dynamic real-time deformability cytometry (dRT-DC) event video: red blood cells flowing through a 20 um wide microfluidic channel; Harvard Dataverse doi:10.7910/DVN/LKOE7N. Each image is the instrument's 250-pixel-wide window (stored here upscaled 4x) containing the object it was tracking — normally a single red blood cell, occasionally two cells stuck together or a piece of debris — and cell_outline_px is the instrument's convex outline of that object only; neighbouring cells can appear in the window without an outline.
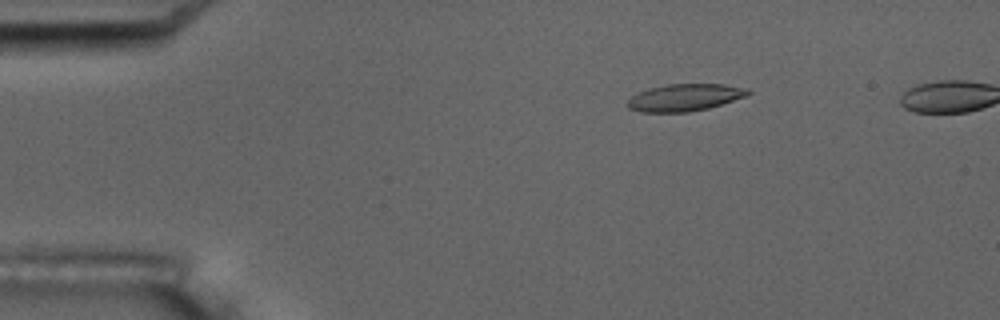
{"species": "common noctule bat (a hibernating species)", "species_latin": "Nyctalus noctula", "temperature_condition": "room temperature", "stored_images_in_passage": 6, "camera_frame_rate_fps": 3000, "um_per_image_px": 0.085, "animal": {"sex": "male", "body_mass_g": 17.5, "forearm_length_mm": 52.3}, "frame": {"image": 1, "passage_image": 3, "time_ms": 2.333, "image_size_px": [1000, 320], "cell_outline_px": [[752, 92], [744, 96], [708, 108], [688, 112], [640, 112], [628, 108], [624, 104], [632, 96], [648, 88], [668, 84], [724, 84], [748, 88]], "centroid_in_image_um": [58.16, 8.28], "position_along_channel_um": 26.8, "area_um2": 18.96}}